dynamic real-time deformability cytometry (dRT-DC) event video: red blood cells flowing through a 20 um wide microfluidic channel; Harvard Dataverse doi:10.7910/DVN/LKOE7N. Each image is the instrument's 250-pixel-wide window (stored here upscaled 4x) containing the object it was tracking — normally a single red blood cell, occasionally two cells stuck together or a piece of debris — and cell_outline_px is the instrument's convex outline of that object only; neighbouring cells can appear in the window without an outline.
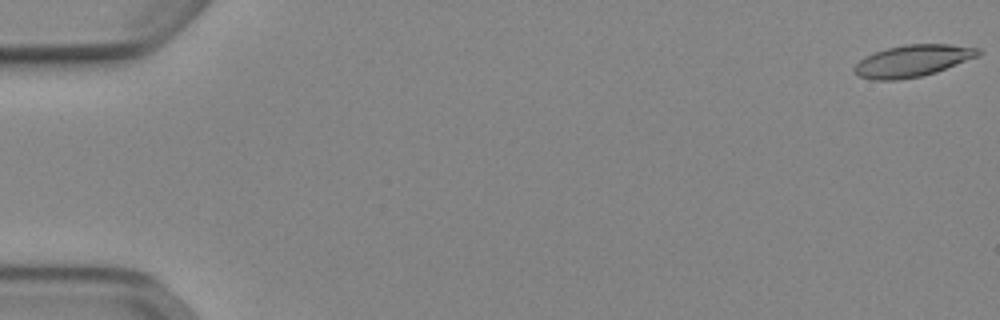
{"species": "Egyptian fruit bat (a non-hibernating species)", "species_latin": "Rousettus aegyptiacus", "temperature_condition": "cold", "stored_images_in_passage": 53, "camera_frame_rate_fps": 3000, "um_per_image_px": 0.085, "animal": {"sex": "female"}, "frame": {"image": 1, "passage_image": 1, "time_ms": 0.0, "image_size_px": [1000, 320], "cell_outline_px": [[980, 52], [976, 56], [936, 72], [920, 76], [896, 80], [872, 80], [860, 76], [852, 72], [852, 68], [864, 56], [888, 48], [904, 44], [948, 44], [980, 48]], "centroid_in_image_um": [77.51, 5.17], "position_along_channel_um": 7.5, "area_um2": 22.72}}
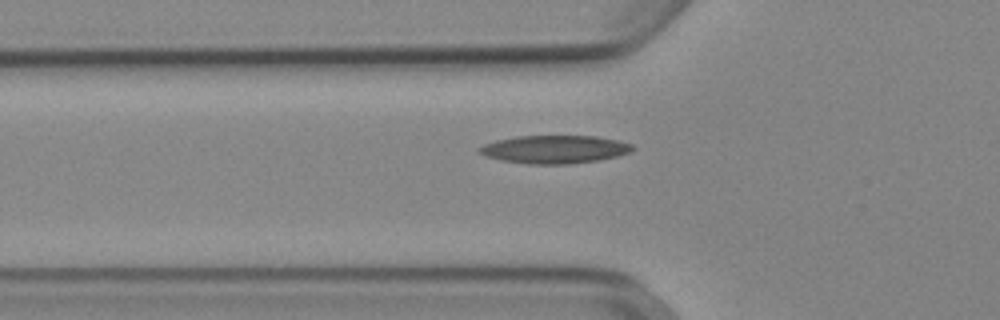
{"frame": {"image": 2, "passage_image": 19, "time_ms": 6.0, "image_size_px": [1000, 320], "cell_outline_px": [[636, 148], [632, 152], [600, 160], [568, 164], [528, 164], [500, 160], [484, 156], [476, 152], [476, 148], [484, 144], [496, 140], [516, 136], [596, 136], [616, 140], [632, 144]], "centroid_in_image_um": [47.1, 12.7], "position_along_channel_um": 78.7, "area_um2": 25.32}}
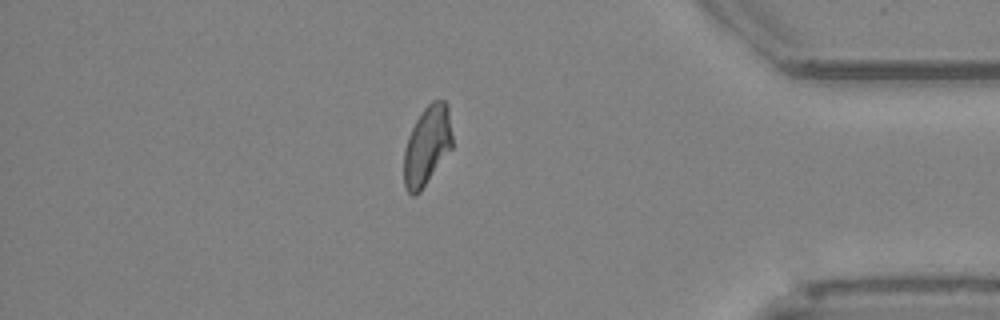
{"frame": {"image": 3, "passage_image": 46, "time_ms": 15.0, "image_size_px": [1000, 320], "cell_outline_px": [[452, 148], [420, 192], [416, 196], [412, 196], [404, 188], [404, 152], [408, 136], [416, 120], [424, 108], [432, 100], [444, 100], [448, 104], [452, 136]], "centroid_in_image_um": [36.3, 12.39], "position_along_channel_um": 398.9, "area_um2": 22.43}, "authors_computed_cell_mechanics": {"area_um2": 22.7154, "velocity_mm_per_s": 3.8932, "shape_relaxation_time_tau1_ms": null, "shape_relaxation_time_tau2_ms": 4.4494, "deformation_change_tau1": null, "deformation_change_tau2": 0.1218}}